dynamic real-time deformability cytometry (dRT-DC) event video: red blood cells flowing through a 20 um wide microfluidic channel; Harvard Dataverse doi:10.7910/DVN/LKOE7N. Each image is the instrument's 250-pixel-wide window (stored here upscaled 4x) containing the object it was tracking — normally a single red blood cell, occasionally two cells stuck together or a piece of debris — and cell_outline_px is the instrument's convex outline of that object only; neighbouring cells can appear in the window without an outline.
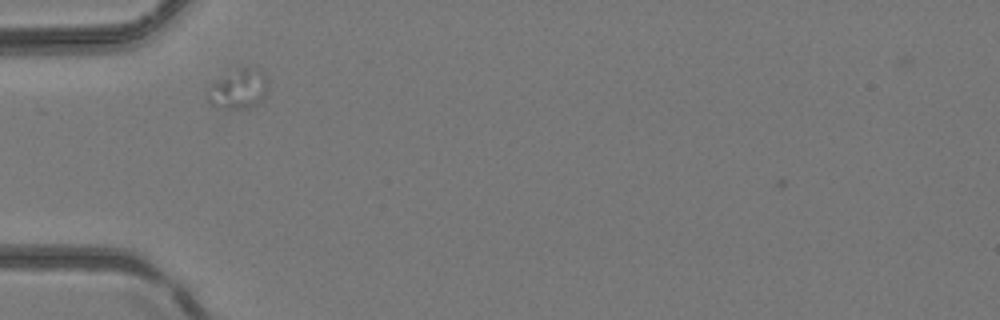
{"species": "common noctule bat (a hibernating species)", "species_latin": "Nyctalus noctula", "temperature_condition": "room temperature", "stored_images_in_passage": 2, "camera_frame_rate_fps": 3000, "um_per_image_px": 0.085, "animal": {"sex": "female", "body_mass_g": 24.6, "forearm_length_mm": 56.2}, "frame": {"image": 1, "passage_image": 1, "time_ms": 0.0, "image_size_px": [1000, 320], "cell_outline_px": [[268, 96], [260, 104], [248, 108], [216, 108], [208, 100], [208, 88], [212, 84], [240, 68], [260, 68], [264, 72], [268, 80]], "centroid_in_image_um": [20.38, 7.6], "position_along_channel_um": 64.6, "area_um2": 14.05}}
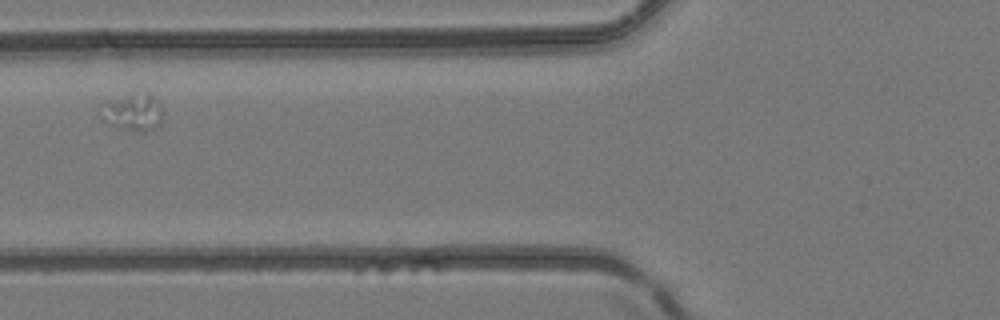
{"frame": {"image": 2, "passage_image": 2, "time_ms": 0.333, "image_size_px": [1000, 320], "cell_outline_px": [[160, 124], [148, 132], [136, 132], [116, 128], [108, 124], [100, 116], [108, 104], [132, 96], [148, 92], [160, 104]], "centroid_in_image_um": [11.37, 9.65], "position_along_channel_um": 114.4, "area_um2": 12.48}}